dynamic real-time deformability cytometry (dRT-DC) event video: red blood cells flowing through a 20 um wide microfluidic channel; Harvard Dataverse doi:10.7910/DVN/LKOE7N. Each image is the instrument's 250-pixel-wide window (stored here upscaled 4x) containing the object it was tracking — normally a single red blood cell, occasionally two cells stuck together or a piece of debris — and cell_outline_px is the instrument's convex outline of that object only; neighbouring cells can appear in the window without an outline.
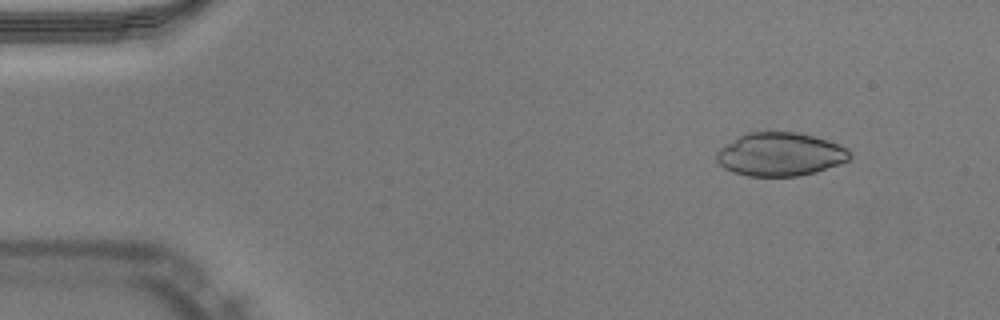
{"species": "Egyptian fruit bat (a non-hibernating species)", "species_latin": "Rousettus aegyptiacus", "temperature_condition": "warm", "stored_images_in_passage": 13, "camera_frame_rate_fps": 3000, "um_per_image_px": 0.085, "animal": {"sex": "male"}, "frame": {"image": 1, "passage_image": 6, "time_ms": 1.667, "image_size_px": [1000, 320], "cell_outline_px": [[852, 156], [848, 160], [840, 164], [816, 172], [796, 176], [748, 176], [732, 172], [724, 168], [716, 160], [716, 152], [720, 148], [740, 136], [748, 132], [796, 132], [828, 140], [840, 144], [848, 148]], "centroid_in_image_um": [66.34, 13.12], "position_along_channel_um": 18.7, "area_um2": 33.7}}